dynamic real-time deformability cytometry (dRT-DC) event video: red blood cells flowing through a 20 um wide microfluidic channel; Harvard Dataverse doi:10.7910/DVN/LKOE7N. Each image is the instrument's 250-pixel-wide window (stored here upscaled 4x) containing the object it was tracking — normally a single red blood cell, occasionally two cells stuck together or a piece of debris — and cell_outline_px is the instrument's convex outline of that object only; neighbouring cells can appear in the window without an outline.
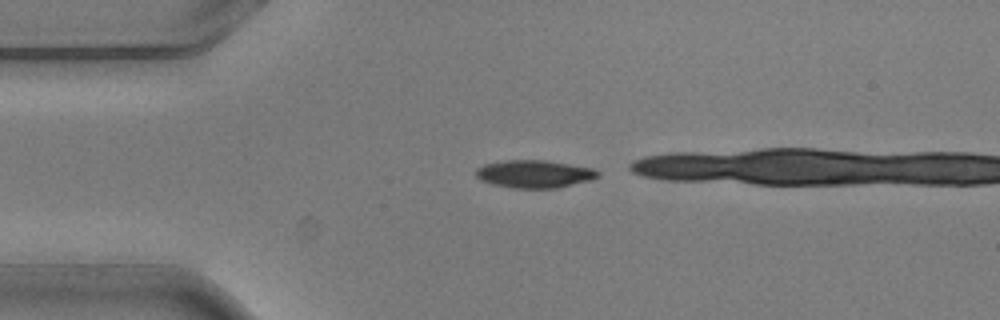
{"species": "common noctule bat (a hibernating species)", "species_latin": "Nyctalus noctula", "temperature_condition": "warm", "stored_images_in_passage": 3, "camera_frame_rate_fps": 3000, "um_per_image_px": 0.085, "animal": {"sex": "male", "body_mass_g": 20.5, "forearm_length_mm": 52.5}, "frame": {"image": 1, "passage_image": 1, "time_ms": 0.0, "image_size_px": [1000, 320], "cell_outline_px": [[600, 176], [592, 180], [556, 188], [512, 188], [492, 184], [480, 180], [476, 176], [476, 168], [484, 164], [504, 160], [544, 160], [592, 168], [600, 172]], "centroid_in_image_um": [45.41, 14.79], "position_along_channel_um": 39.6, "area_um2": 19.77}}